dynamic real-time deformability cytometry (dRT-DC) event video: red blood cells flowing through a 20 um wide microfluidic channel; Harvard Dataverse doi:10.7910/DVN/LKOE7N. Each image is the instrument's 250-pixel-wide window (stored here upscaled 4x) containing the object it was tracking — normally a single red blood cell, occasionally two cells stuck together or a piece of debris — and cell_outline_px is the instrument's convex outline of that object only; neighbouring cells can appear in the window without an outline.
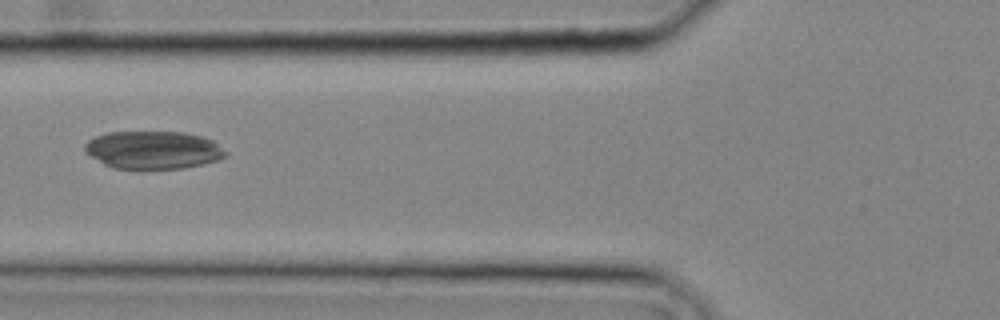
{"species": "common noctule bat (a hibernating species)", "species_latin": "Nyctalus noctula", "temperature_condition": "cold", "stored_images_in_passage": 17, "camera_frame_rate_fps": 3000, "um_per_image_px": 0.085, "animal": {"sex": "male", "body_mass_g": 20.4}, "frame": {"image": 1, "passage_image": 12, "time_ms": 3.667, "image_size_px": [1000, 320], "cell_outline_px": [[228, 156], [204, 164], [184, 168], [112, 168], [104, 164], [92, 156], [84, 148], [84, 144], [88, 140], [96, 136], [108, 132], [184, 132], [200, 136], [212, 140], [228, 152]], "centroid_in_image_um": [13.05, 12.74], "position_along_channel_um": 112.8, "area_um2": 30.87}}
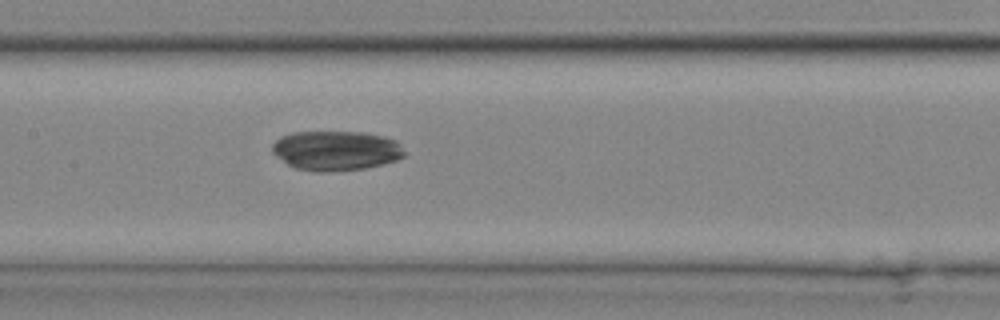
{"frame": {"image": 2, "passage_image": 15, "time_ms": 4.667, "image_size_px": [1000, 320], "cell_outline_px": [[408, 152], [404, 156], [396, 160], [384, 164], [364, 168], [332, 172], [316, 172], [296, 168], [288, 164], [276, 156], [272, 152], [272, 144], [280, 136], [292, 132], [364, 132], [384, 136], [396, 140]], "centroid_in_image_um": [28.59, 12.8], "position_along_channel_um": 178.8, "area_um2": 30.92}}